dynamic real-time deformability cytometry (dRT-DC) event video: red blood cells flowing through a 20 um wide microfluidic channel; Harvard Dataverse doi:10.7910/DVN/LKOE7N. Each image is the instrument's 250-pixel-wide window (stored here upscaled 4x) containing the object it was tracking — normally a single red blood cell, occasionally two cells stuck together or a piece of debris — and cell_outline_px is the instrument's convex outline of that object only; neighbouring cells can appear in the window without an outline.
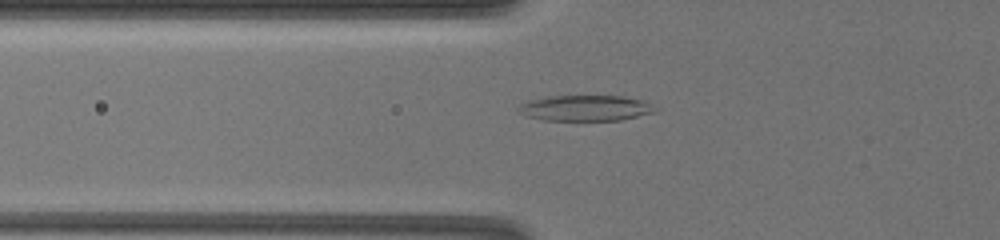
{"species": "common noctule bat (a hibernating species)", "species_latin": "Nyctalus noctula", "temperature_condition": "warm", "stored_images_in_passage": 47, "camera_frame_rate_fps": 3000, "um_per_image_px": 0.085, "animal": {"sex": "female", "body_mass_g": 19.5, "forearm_length_mm": 54.1}, "frame": {"image": 1, "passage_image": 5, "time_ms": 1.0, "image_size_px": [1000, 240], "cell_outline_px": [[652, 112], [620, 120], [544, 120], [528, 116], [520, 112], [520, 104], [532, 100], [552, 96], [620, 96], [640, 100]], "centroid_in_image_um": [49.64, 9.19], "position_along_channel_um": 76.2, "area_um2": 19.42}}
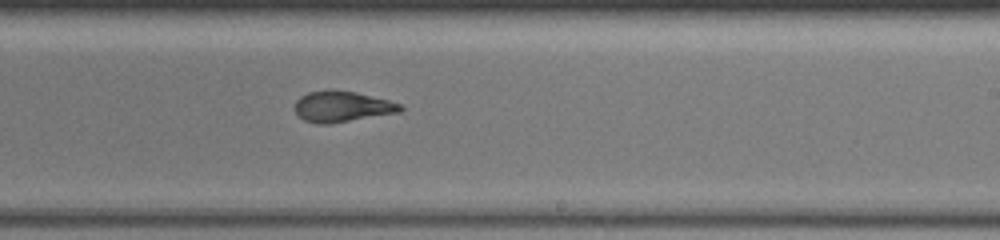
{"frame": {"image": 2, "passage_image": 31, "time_ms": 6.333, "image_size_px": [1000, 240], "cell_outline_px": [[404, 108], [400, 112], [328, 124], [320, 124], [304, 120], [296, 112], [296, 100], [300, 96], [308, 92], [328, 88], [332, 88], [356, 92], [388, 100], [400, 104]], "centroid_in_image_um": [29.06, 9.03], "position_along_channel_um": 259.9, "area_um2": 19.02}}
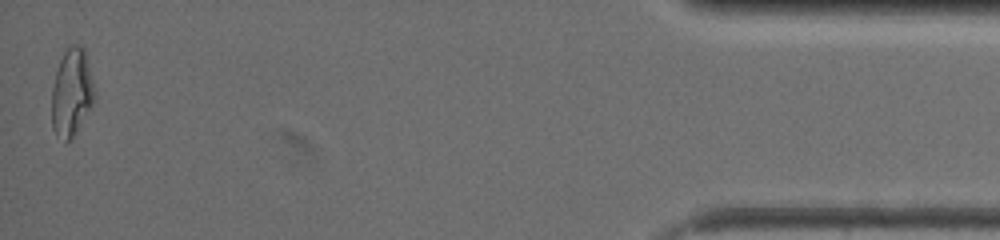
{"frame": {"image": 3, "passage_image": 47, "time_ms": 13.333, "image_size_px": [1000, 240], "cell_outline_px": [[96, 96], [92, 104], [72, 136], [68, 140], [56, 136], [52, 128], [52, 88], [56, 72], [60, 60], [64, 52], [72, 44], [80, 44], [84, 48]], "centroid_in_image_um": [6.08, 7.82], "position_along_channel_um": 429.1, "area_um2": 21.27}, "authors_computed_cell_mechanics": {"area_um2": 19.363, "velocity_mm_per_s": 3.4735, "shape_relaxation_time_tau1_ms": null, "shape_relaxation_time_tau2_ms": 1.4444, "deformation_change_tau1": null, "deformation_change_tau2": 0.0812}}